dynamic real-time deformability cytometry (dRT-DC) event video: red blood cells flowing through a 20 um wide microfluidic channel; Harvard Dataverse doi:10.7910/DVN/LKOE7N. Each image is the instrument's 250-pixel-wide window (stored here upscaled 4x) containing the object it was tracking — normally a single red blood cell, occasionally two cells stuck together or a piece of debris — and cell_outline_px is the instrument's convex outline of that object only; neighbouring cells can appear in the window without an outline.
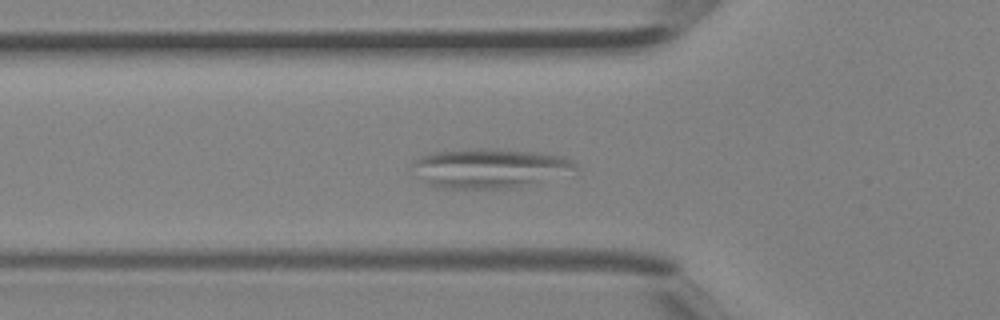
{"species": "Egyptian fruit bat (a non-hibernating species)", "species_latin": "Rousettus aegyptiacus", "temperature_condition": "room temperature", "stored_images_in_passage": 44, "segment_of_instrument_passage": [2, 2], "camera_frame_rate_fps": 3000, "um_per_image_px": 0.085, "animal": {"sex": "female"}, "frame": {"image": 1, "passage_image": 14, "time_ms": 4.333, "image_size_px": [1000, 320], "cell_outline_px": [[576, 168], [520, 188], [444, 188], [428, 184], [416, 176], [412, 164], [420, 156], [432, 152], [476, 148], [496, 148], [540, 152], [564, 156], [572, 160], [576, 164]], "centroid_in_image_um": [41.57, 14.28], "position_along_channel_um": 84.2, "area_um2": 37.4}}
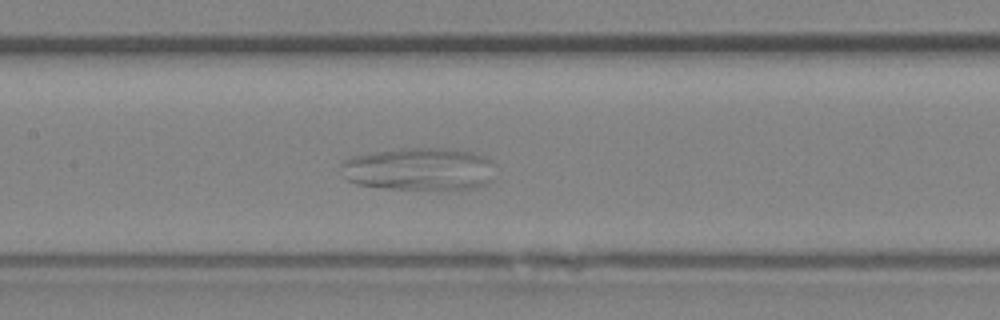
{"frame": {"image": 2, "passage_image": 20, "time_ms": 6.333, "image_size_px": [1000, 320], "cell_outline_px": [[496, 164], [492, 180], [484, 184], [472, 188], [384, 188], [356, 184], [348, 180], [344, 176], [340, 164], [344, 160], [352, 156], [376, 152], [404, 148], [448, 148], [472, 152], [484, 156], [492, 160]], "centroid_in_image_um": [35.66, 14.35], "position_along_channel_um": 171.7, "area_um2": 38.26}}